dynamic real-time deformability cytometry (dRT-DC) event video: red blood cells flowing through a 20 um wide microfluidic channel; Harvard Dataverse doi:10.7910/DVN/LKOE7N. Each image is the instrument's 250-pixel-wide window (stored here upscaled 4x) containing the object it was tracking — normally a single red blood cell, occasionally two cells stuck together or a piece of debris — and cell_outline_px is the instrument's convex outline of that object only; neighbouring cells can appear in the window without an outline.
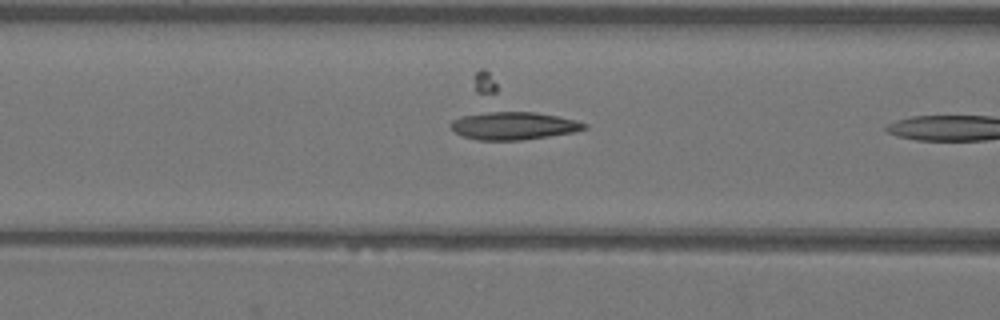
{"species": "Egyptian fruit bat (a non-hibernating species)", "species_latin": "Rousettus aegyptiacus", "temperature_condition": "warm", "stored_images_in_passage": 18, "camera_frame_rate_fps": 3000, "um_per_image_px": 0.085, "animal": {"sex": "female"}, "frame": {"image": 1, "passage_image": 16, "time_ms": 5.0, "image_size_px": [1000, 320], "cell_outline_px": [[588, 128], [576, 132], [520, 140], [476, 140], [464, 136], [448, 128], [448, 124], [452, 120], [460, 116], [496, 108], [536, 112], [576, 120], [588, 124]], "centroid_in_image_um": [43.59, 10.64], "position_along_channel_um": 123.0, "area_um2": 22.66}}